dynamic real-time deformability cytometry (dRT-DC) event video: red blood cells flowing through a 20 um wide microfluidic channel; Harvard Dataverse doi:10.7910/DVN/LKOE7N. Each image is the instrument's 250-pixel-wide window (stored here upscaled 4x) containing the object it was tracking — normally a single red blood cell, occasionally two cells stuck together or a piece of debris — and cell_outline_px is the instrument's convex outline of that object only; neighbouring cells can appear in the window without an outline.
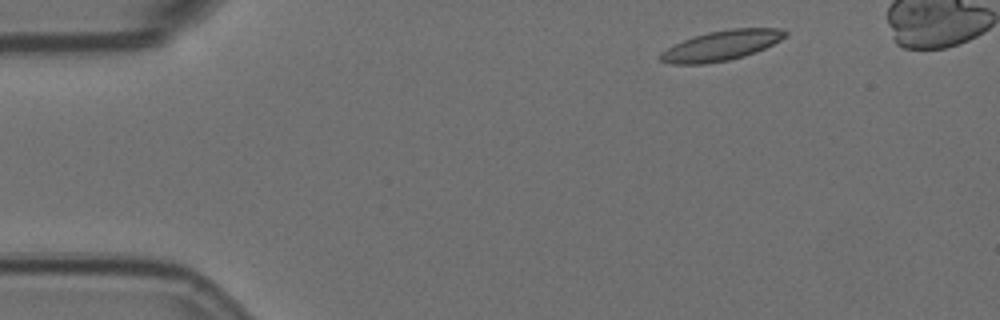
{"species": "Egyptian fruit bat (a non-hibernating species)", "species_latin": "Rousettus aegyptiacus", "temperature_condition": "room temperature", "stored_images_in_passage": 4, "camera_frame_rate_fps": 3000, "um_per_image_px": 0.085, "animal": {"sex": "female"}, "frame": {"image": 1, "passage_image": 1, "time_ms": 0.0, "image_size_px": [1000, 320], "cell_outline_px": [[788, 32], [780, 40], [756, 52], [744, 56], [728, 60], [704, 64], [672, 64], [660, 60], [660, 52], [684, 40], [708, 32], [732, 28], [776, 28]], "centroid_in_image_um": [61.31, 3.87], "position_along_channel_um": 23.7, "area_um2": 21.44}}